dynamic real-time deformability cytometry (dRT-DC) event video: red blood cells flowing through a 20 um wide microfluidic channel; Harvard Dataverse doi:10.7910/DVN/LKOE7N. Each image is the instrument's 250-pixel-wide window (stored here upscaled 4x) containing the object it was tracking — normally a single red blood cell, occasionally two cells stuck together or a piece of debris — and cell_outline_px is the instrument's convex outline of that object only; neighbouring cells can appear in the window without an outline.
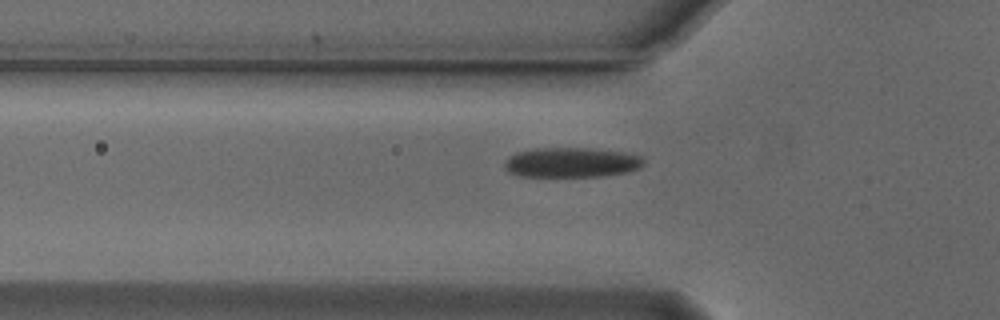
{"species": "Egyptian fruit bat (a non-hibernating species)", "species_latin": "Rousettus aegyptiacus", "temperature_condition": "cold", "stored_images_in_passage": 35, "camera_frame_rate_fps": 3000, "um_per_image_px": 0.085, "animal": {"sex": "male"}, "frame": {"image": 1, "passage_image": 5, "time_ms": 1.333, "image_size_px": [1000, 320], "cell_outline_px": [[644, 164], [640, 168], [628, 172], [604, 176], [520, 176], [508, 172], [504, 168], [504, 160], [508, 156], [516, 152], [536, 148], [588, 148], [624, 152], [644, 156]], "centroid_in_image_um": [48.58, 13.8], "position_along_channel_um": 77.2, "area_um2": 24.51}}
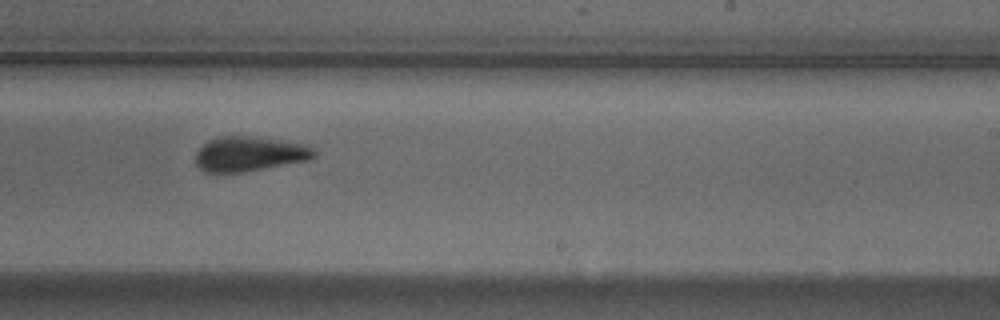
{"frame": {"image": 2, "passage_image": 20, "time_ms": 6.333, "image_size_px": [1000, 320], "cell_outline_px": [[316, 156], [308, 160], [244, 172], [204, 172], [196, 164], [196, 152], [208, 140], [216, 136], [248, 136], [276, 140], [300, 144], [312, 148], [316, 152]], "centroid_in_image_um": [21.15, 13.09], "position_along_channel_um": 267.9, "area_um2": 23.7}}
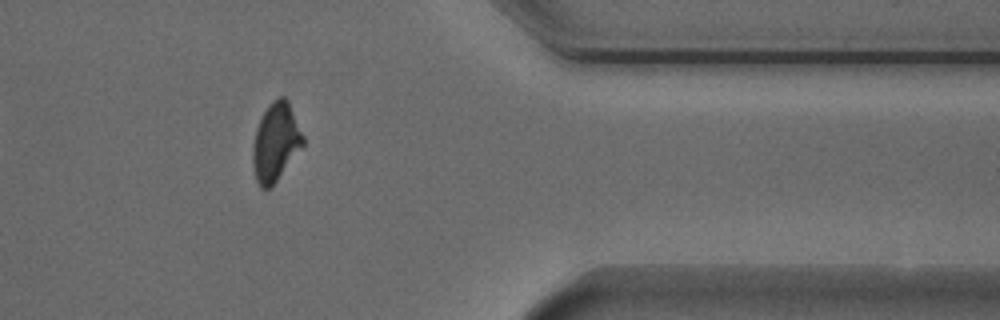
{"frame": {"image": 3, "passage_image": 31, "time_ms": 10.0, "image_size_px": [1000, 320], "cell_outline_px": [[304, 144], [276, 180], [268, 188], [260, 188], [256, 180], [252, 164], [252, 148], [256, 128], [268, 104], [272, 100], [280, 96], [284, 96], [288, 100], [304, 136]], "centroid_in_image_um": [23.42, 12.04], "position_along_channel_um": 388.0, "area_um2": 22.66}, "authors_computed_cell_mechanics": {"area_um2": 24.3338, "velocity_mm_per_s": 3.8159, "shape_relaxation_time_tau1_ms": 2.2019, "shape_relaxation_time_tau2_ms": 2.3279, "deformation_change_tau1": 0.1069, "deformation_change_tau2": 0.0934}}